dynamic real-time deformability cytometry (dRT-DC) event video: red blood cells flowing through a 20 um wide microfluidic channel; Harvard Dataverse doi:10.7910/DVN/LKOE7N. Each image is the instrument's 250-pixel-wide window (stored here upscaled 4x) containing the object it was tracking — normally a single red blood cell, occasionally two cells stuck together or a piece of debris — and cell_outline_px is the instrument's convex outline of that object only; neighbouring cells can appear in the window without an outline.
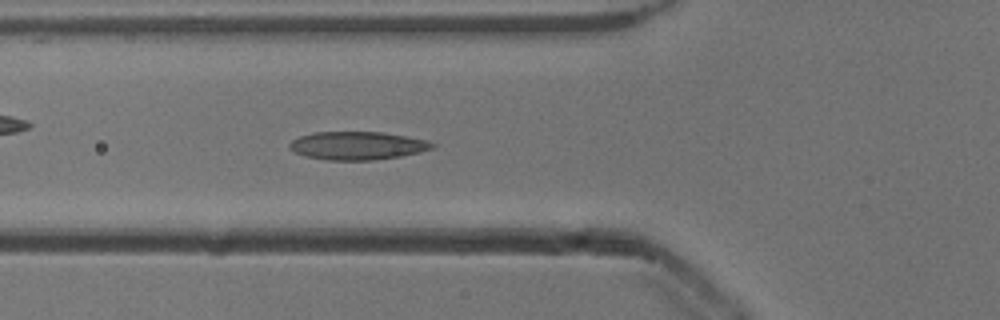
{"species": "common noctule bat (a hibernating species)", "species_latin": "Nyctalus noctula", "temperature_condition": "cold", "stored_images_in_passage": 34, "camera_frame_rate_fps": 3000, "um_per_image_px": 0.085, "animal": {"sex": "male", "body_mass_g": 13.3}, "frame": {"image": 1, "passage_image": 4, "time_ms": 1.0, "image_size_px": [1000, 320], "cell_outline_px": [[436, 144], [432, 148], [420, 152], [400, 156], [372, 160], [328, 160], [304, 156], [288, 148], [288, 144], [292, 140], [300, 136], [312, 132], [384, 132], [428, 140]], "centroid_in_image_um": [30.37, 12.37], "position_along_channel_um": 95.4, "area_um2": 23.47}}
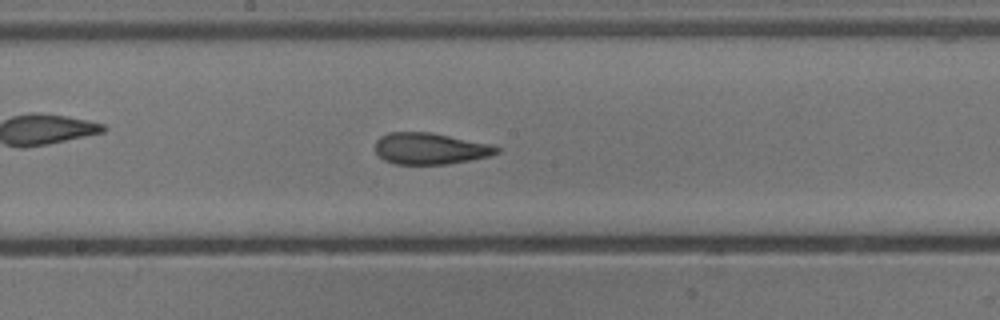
{"frame": {"image": 2, "passage_image": 13, "time_ms": 4.0, "image_size_px": [1000, 320], "cell_outline_px": [[500, 152], [488, 156], [448, 164], [396, 164], [384, 160], [376, 152], [376, 140], [380, 136], [388, 132], [432, 132], [492, 144], [500, 148]], "centroid_in_image_um": [36.57, 12.62], "position_along_channel_um": 211.6, "area_um2": 22.31}}
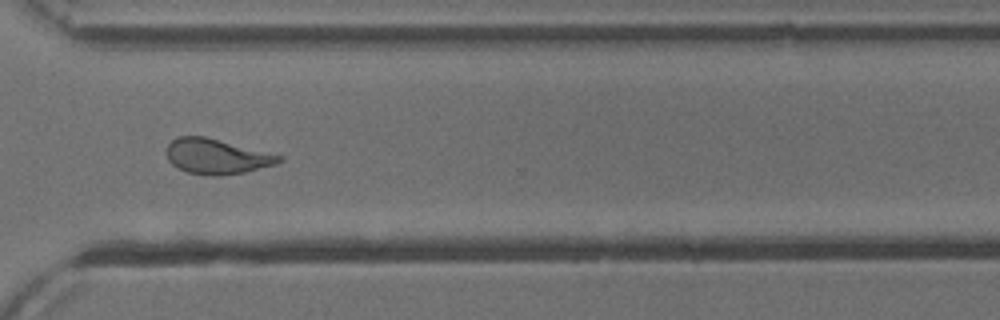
{"frame": {"image": 3, "passage_image": 24, "time_ms": 7.667, "image_size_px": [1000, 320], "cell_outline_px": [[284, 160], [276, 164], [244, 172], [216, 176], [208, 176], [188, 172], [172, 164], [168, 160], [168, 144], [176, 136], [204, 136], [284, 156]], "centroid_in_image_um": [18.44, 13.29], "position_along_channel_um": 352.2, "area_um2": 22.83}}